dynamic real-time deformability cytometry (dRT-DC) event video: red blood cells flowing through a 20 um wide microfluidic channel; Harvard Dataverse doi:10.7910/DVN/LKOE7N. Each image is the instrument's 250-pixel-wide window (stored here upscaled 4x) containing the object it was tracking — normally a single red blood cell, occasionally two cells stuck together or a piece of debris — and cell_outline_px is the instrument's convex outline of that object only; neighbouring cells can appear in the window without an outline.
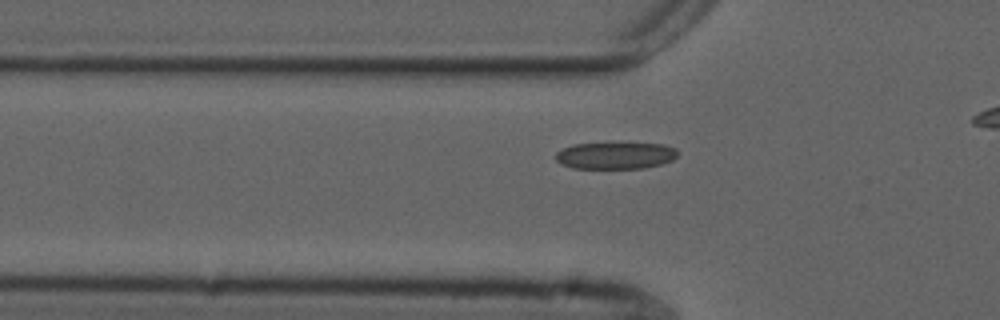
{"species": "common noctule bat (a hibernating species)", "species_latin": "Nyctalus noctula", "temperature_condition": "cold", "stored_images_in_passage": 41, "camera_frame_rate_fps": 3000, "um_per_image_px": 0.085, "animal": {"sex": "male", "forearm_length_mm": 52.5}, "frame": {"image": 1, "passage_image": 14, "time_ms": 4.333, "image_size_px": [1000, 320], "cell_outline_px": [[680, 152], [672, 160], [660, 164], [644, 168], [572, 168], [560, 164], [556, 160], [556, 152], [572, 144], [664, 144], [676, 148]], "centroid_in_image_um": [52.31, 13.23], "position_along_channel_um": 73.5, "area_um2": 18.9}}
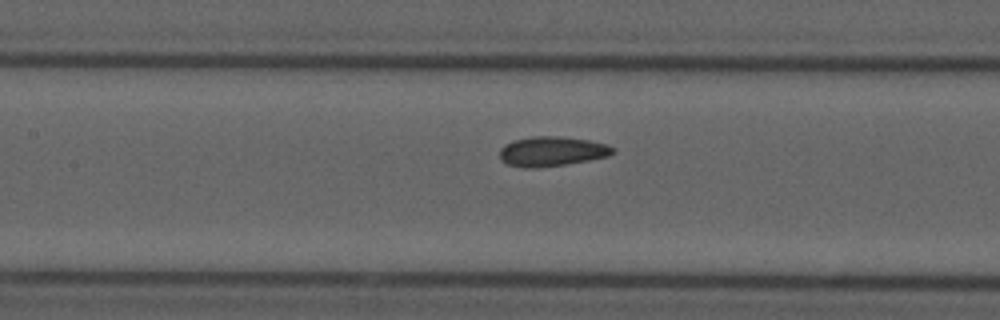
{"frame": {"image": 2, "passage_image": 21, "time_ms": 6.667, "image_size_px": [1000, 320], "cell_outline_px": [[616, 152], [608, 156], [588, 160], [564, 164], [536, 168], [524, 168], [508, 164], [500, 160], [500, 148], [504, 144], [516, 140], [532, 136], [556, 136], [588, 140], [608, 144], [616, 148]], "centroid_in_image_um": [46.92, 12.86], "position_along_channel_um": 160.5, "area_um2": 19.59}}
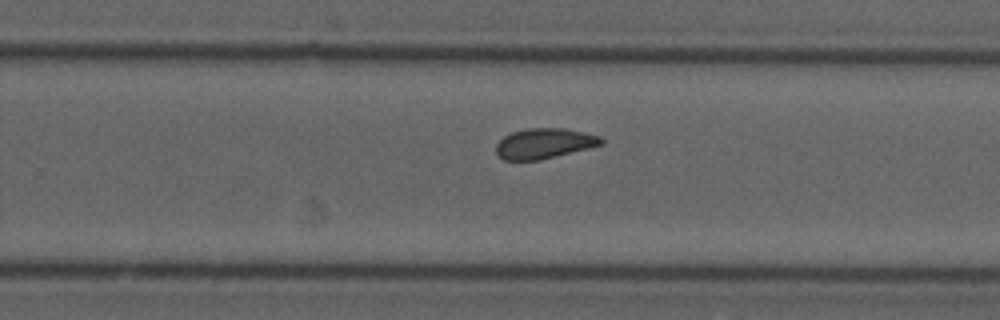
{"frame": {"image": 3, "passage_image": 31, "time_ms": 10.0, "image_size_px": [1000, 320], "cell_outline_px": [[604, 144], [540, 160], [504, 160], [496, 152], [496, 144], [504, 136], [512, 132], [528, 128], [564, 128], [584, 132], [600, 136], [604, 140]], "centroid_in_image_um": [46.27, 12.19], "position_along_channel_um": 283.5, "area_um2": 18.5}}